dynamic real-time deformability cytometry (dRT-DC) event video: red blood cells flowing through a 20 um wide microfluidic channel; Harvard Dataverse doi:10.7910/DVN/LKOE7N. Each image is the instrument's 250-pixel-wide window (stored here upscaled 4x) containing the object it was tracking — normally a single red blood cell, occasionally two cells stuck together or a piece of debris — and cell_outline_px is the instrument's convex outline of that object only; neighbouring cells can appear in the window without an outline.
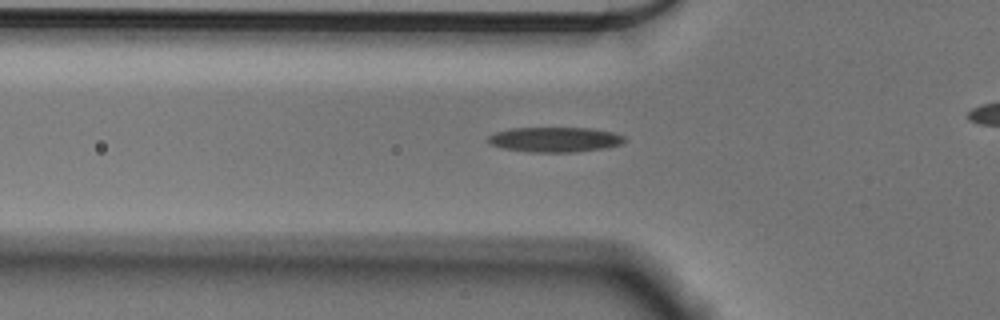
{"species": "Egyptian fruit bat (a non-hibernating species)", "species_latin": "Rousettus aegyptiacus", "temperature_condition": "cold", "stored_images_in_passage": 46, "camera_frame_rate_fps": 3000, "um_per_image_px": 0.085, "animal": {"sex": "male"}, "frame": {"image": 1, "passage_image": 16, "time_ms": 5.0, "image_size_px": [1000, 320], "cell_outline_px": [[628, 140], [620, 144], [604, 148], [572, 152], [528, 152], [500, 148], [488, 144], [488, 136], [496, 132], [512, 128], [592, 128], [616, 132], [624, 136]], "centroid_in_image_um": [47.17, 11.86], "position_along_channel_um": 78.6, "area_um2": 20.06}}
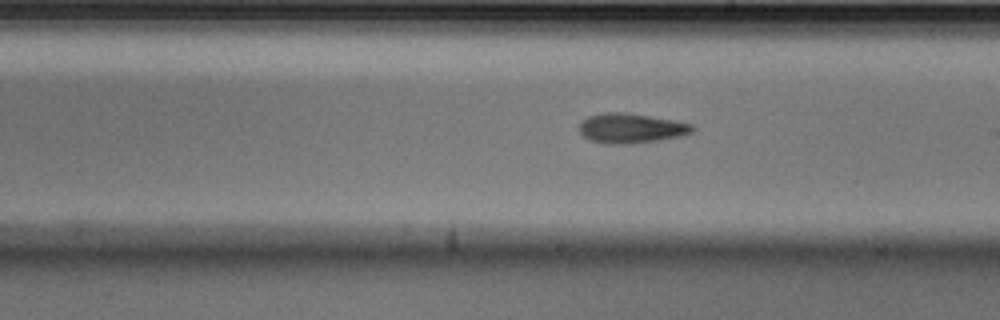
{"frame": {"image": 2, "passage_image": 29, "time_ms": 9.333, "image_size_px": [1000, 320], "cell_outline_px": [[696, 128], [692, 132], [680, 136], [636, 144], [604, 144], [588, 140], [580, 132], [580, 124], [588, 116], [604, 112], [624, 112], [672, 120], [692, 124]], "centroid_in_image_um": [53.62, 10.91], "position_along_channel_um": 235.4, "area_um2": 19.65}}
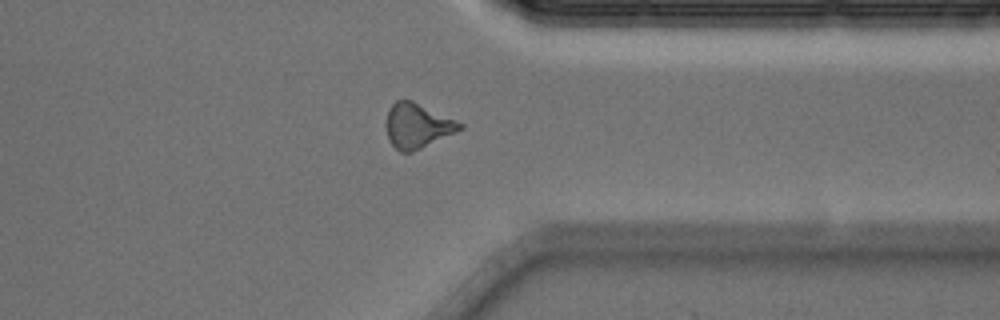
{"frame": {"image": 3, "passage_image": 41, "time_ms": 13.333, "image_size_px": [1000, 320], "cell_outline_px": [[464, 128], [456, 132], [412, 152], [400, 152], [388, 140], [384, 124], [388, 112], [392, 104], [396, 100], [412, 100], [456, 120], [464, 124]], "centroid_in_image_um": [35.45, 10.69], "position_along_channel_um": 376.0, "area_um2": 19.25}, "authors_computed_cell_mechanics": {"area_um2": 18.6983, "velocity_mm_per_s": 3.5909, "shape_relaxation_time_tau1_ms": 6.1432, "shape_relaxation_time_tau2_ms": 7.4179, "deformation_change_tau1": 0.172, "deformation_change_tau2": 0.1878}}